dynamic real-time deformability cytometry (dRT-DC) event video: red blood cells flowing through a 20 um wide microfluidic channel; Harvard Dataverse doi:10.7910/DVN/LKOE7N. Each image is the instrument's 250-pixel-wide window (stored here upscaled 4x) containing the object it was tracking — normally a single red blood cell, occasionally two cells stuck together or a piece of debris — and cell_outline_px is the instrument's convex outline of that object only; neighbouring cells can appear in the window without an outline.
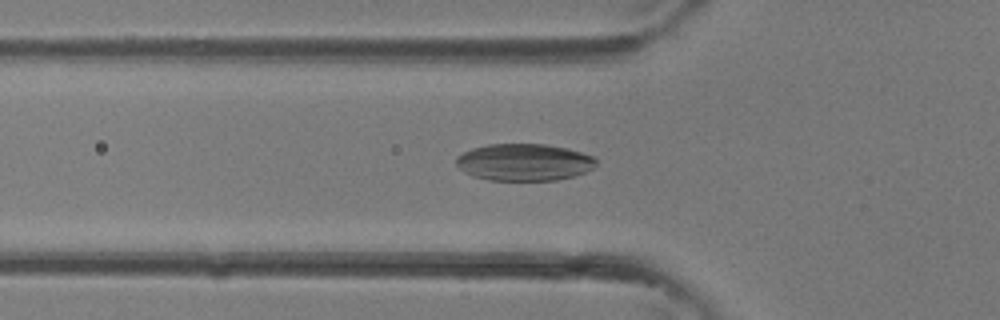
{"species": "common noctule bat (a hibernating species)", "species_latin": "Nyctalus noctula", "temperature_condition": "room temperature", "stored_images_in_passage": 28, "camera_frame_rate_fps": 3000, "um_per_image_px": 0.085, "animal": {"sex": "female"}, "frame": {"image": 1, "passage_image": 4, "time_ms": 1.0, "image_size_px": [1000, 320], "cell_outline_px": [[596, 164], [592, 168], [584, 172], [572, 176], [556, 180], [488, 180], [472, 176], [464, 172], [456, 164], [456, 156], [472, 148], [488, 144], [544, 144], [564, 148], [580, 152], [592, 156], [596, 160]], "centroid_in_image_um": [44.5, 13.79], "position_along_channel_um": 81.3, "area_um2": 30.0}}
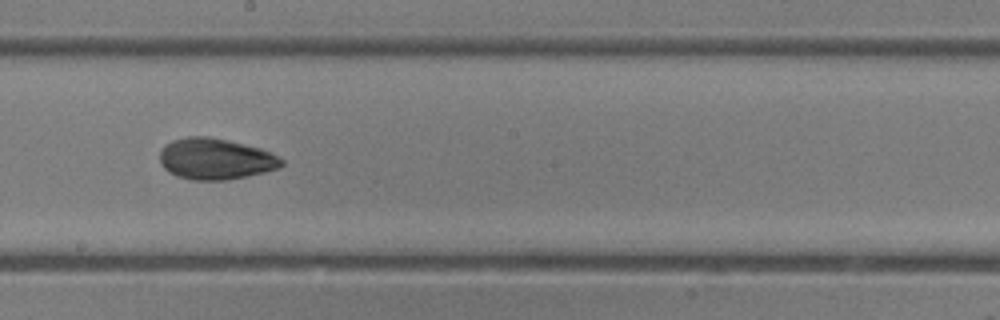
{"frame": {"image": 2, "passage_image": 12, "time_ms": 3.667, "image_size_px": [1000, 320], "cell_outline_px": [[284, 164], [280, 168], [264, 172], [224, 180], [192, 180], [176, 176], [168, 172], [164, 168], [160, 160], [160, 148], [164, 144], [172, 140], [188, 136], [208, 136], [228, 140], [260, 148], [272, 152], [284, 160]], "centroid_in_image_um": [18.31, 13.5], "position_along_channel_um": 229.9, "area_um2": 29.42}}
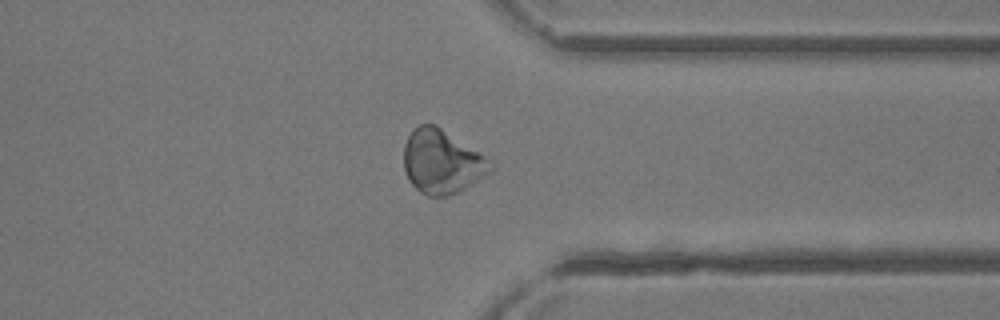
{"frame": {"image": 3, "passage_image": 20, "time_ms": 6.333, "image_size_px": [1000, 320], "cell_outline_px": [[492, 172], [464, 188], [448, 196], [428, 196], [420, 192], [408, 180], [404, 168], [404, 144], [412, 128], [420, 124], [436, 124], [476, 152], [492, 168]], "centroid_in_image_um": [37.46, 13.75], "position_along_channel_um": 373.9, "area_um2": 31.44}}